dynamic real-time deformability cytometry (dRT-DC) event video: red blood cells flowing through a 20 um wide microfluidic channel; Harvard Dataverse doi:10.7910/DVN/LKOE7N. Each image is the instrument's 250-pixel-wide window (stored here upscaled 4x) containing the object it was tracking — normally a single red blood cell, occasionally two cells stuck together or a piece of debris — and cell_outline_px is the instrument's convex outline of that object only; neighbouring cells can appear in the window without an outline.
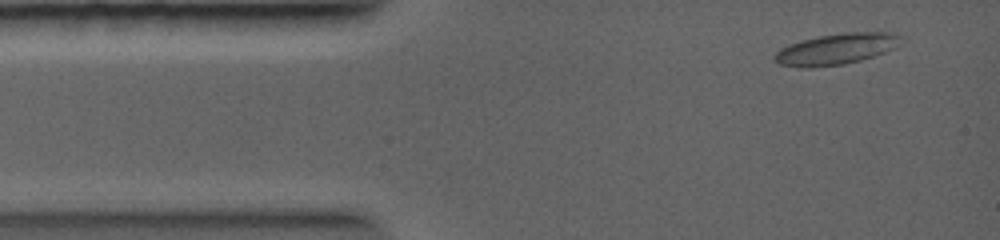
{"species": "common noctule bat (a hibernating species)", "species_latin": "Nyctalus noctula", "temperature_condition": "warm", "stored_images_in_passage": 3, "camera_frame_rate_fps": 5000, "um_per_image_px": 0.085, "animal": {"sex": "female", "body_mass_g": 19.0, "forearm_length_mm": 56.7}, "frame": {"image": 1, "passage_image": 1, "time_ms": 0.0, "image_size_px": [1000, 240], "cell_outline_px": [[904, 36], [896, 48], [860, 60], [844, 64], [808, 68], [804, 68], [780, 64], [772, 60], [772, 56], [780, 48], [788, 44], [800, 40], [820, 36], [848, 32], [888, 32]], "centroid_in_image_um": [71.05, 4.17], "position_along_channel_um": 13.9, "area_um2": 22.95}}